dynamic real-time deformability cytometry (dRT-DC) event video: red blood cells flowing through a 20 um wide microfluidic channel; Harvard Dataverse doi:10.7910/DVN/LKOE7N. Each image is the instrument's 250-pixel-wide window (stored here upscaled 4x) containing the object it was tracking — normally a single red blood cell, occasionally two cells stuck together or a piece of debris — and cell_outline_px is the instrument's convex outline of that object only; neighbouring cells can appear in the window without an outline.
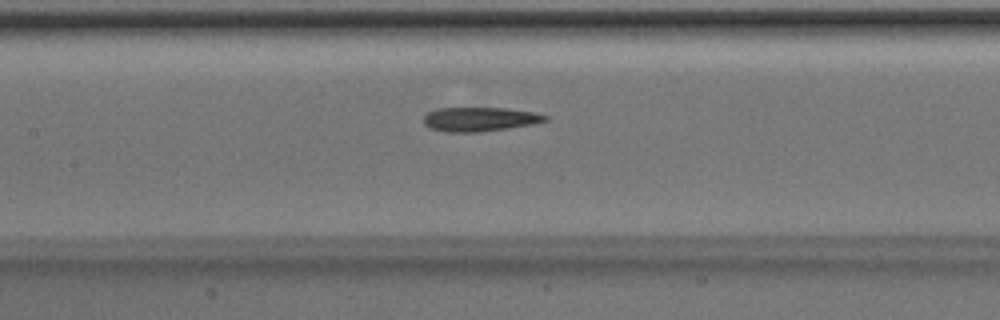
{"species": "Egyptian fruit bat (a non-hibernating species)", "species_latin": "Rousettus aegyptiacus", "temperature_condition": "room temperature", "stored_images_in_passage": 48, "camera_frame_rate_fps": 3000, "um_per_image_px": 0.085, "animal": {"sex": "male"}, "frame": {"image": 1, "passage_image": 21, "time_ms": 6.667, "image_size_px": [1000, 320], "cell_outline_px": [[548, 120], [532, 124], [508, 128], [476, 132], [444, 132], [428, 128], [424, 124], [424, 116], [428, 112], [440, 108], [504, 108], [532, 112], [548, 116]], "centroid_in_image_um": [40.73, 10.14], "position_along_channel_um": 166.7, "area_um2": 16.99}}
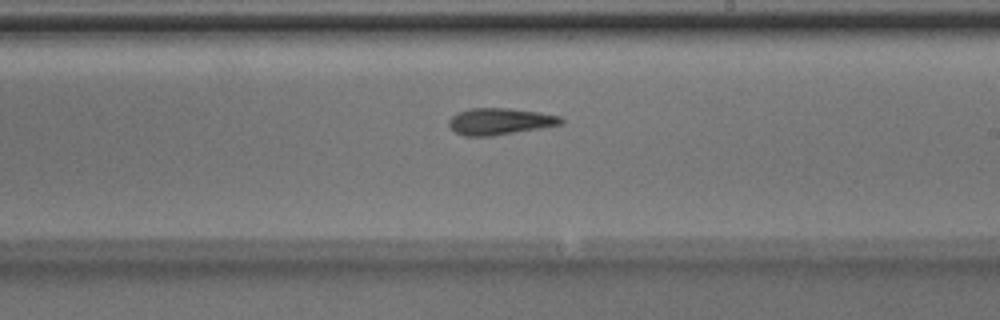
{"frame": {"image": 2, "passage_image": 27, "time_ms": 8.667, "image_size_px": [1000, 320], "cell_outline_px": [[564, 124], [492, 136], [464, 136], [456, 132], [448, 124], [448, 120], [456, 112], [472, 108], [508, 108], [540, 112], [560, 116], [564, 120]], "centroid_in_image_um": [42.49, 10.31], "position_along_channel_um": 246.5, "area_um2": 17.46}}
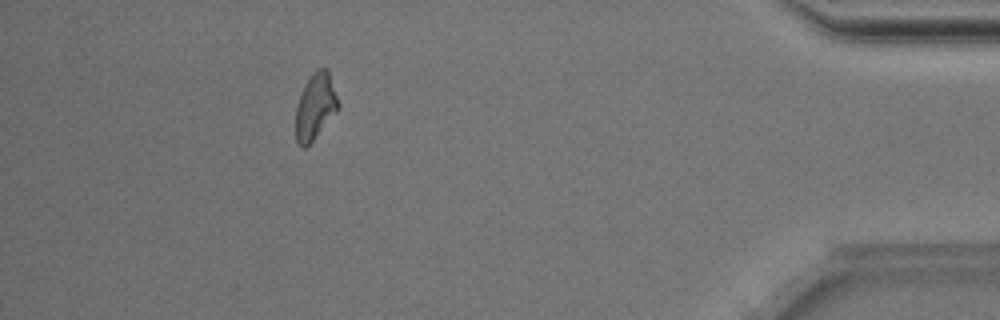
{"frame": {"image": 3, "passage_image": 43, "time_ms": 14.0, "image_size_px": [1000, 320], "cell_outline_px": [[340, 108], [312, 140], [304, 148], [300, 148], [296, 140], [296, 108], [300, 96], [312, 72], [316, 68], [328, 68], [340, 104]], "centroid_in_image_um": [26.83, 9.03], "position_along_channel_um": 408.4, "area_um2": 16.24}, "authors_computed_cell_mechanics": {"area_um2": 16.9932, "velocity_mm_per_s": 4.0042, "shape_relaxation_time_tau1_ms": 5.5431, "shape_relaxation_time_tau2_ms": 3.2007, "deformation_change_tau1": 0.2095, "deformation_change_tau2": 0.1392}}